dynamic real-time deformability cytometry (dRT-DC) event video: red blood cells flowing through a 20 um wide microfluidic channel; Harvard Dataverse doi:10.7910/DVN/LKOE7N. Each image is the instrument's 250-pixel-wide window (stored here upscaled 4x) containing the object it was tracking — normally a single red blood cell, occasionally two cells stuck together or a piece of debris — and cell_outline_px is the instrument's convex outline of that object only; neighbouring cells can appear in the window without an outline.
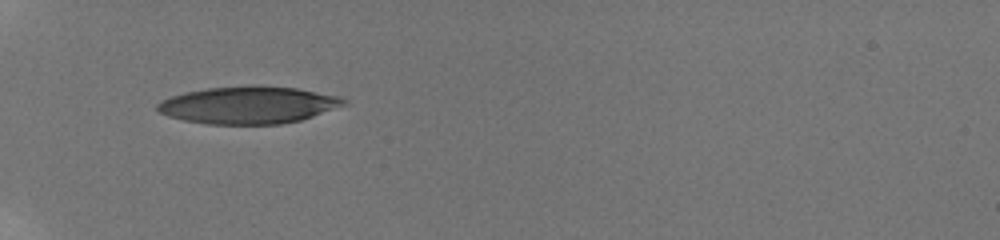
{"species": "human", "species_latin": "Homo sapiens", "temperature_condition": "room temperature", "stored_images_in_passage": 29, "camera_frame_rate_fps": 3000, "um_per_image_px": 0.085, "donor": {"sex": "male"}, "frame": {"image": 1, "passage_image": 1, "time_ms": 0.0, "image_size_px": [1000, 240], "cell_outline_px": [[348, 104], [300, 120], [280, 124], [208, 124], [184, 120], [168, 116], [160, 112], [156, 108], [156, 104], [160, 100], [184, 92], [208, 88], [252, 84], [296, 88], [344, 96], [348, 100]], "centroid_in_image_um": [21.15, 8.91], "position_along_channel_um": 63.9, "area_um2": 40.92}}
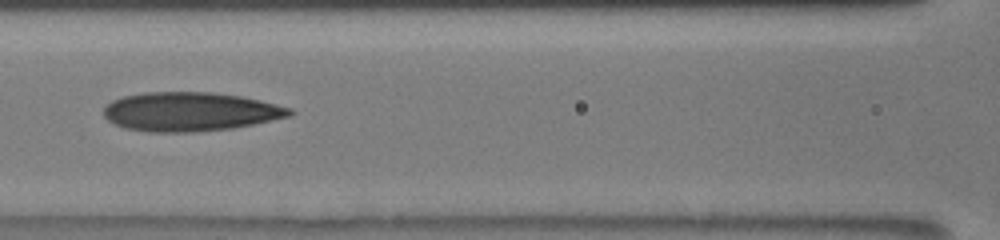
{"frame": {"image": 2, "passage_image": 12, "time_ms": 2.667, "image_size_px": [1000, 240], "cell_outline_px": [[296, 112], [288, 116], [252, 124], [232, 128], [196, 132], [148, 132], [124, 128], [108, 120], [104, 116], [104, 108], [112, 100], [124, 96], [144, 92], [212, 92], [240, 96], [260, 100], [292, 108]], "centroid_in_image_um": [16.15, 9.49], "position_along_channel_um": 150.5, "area_um2": 42.19}}
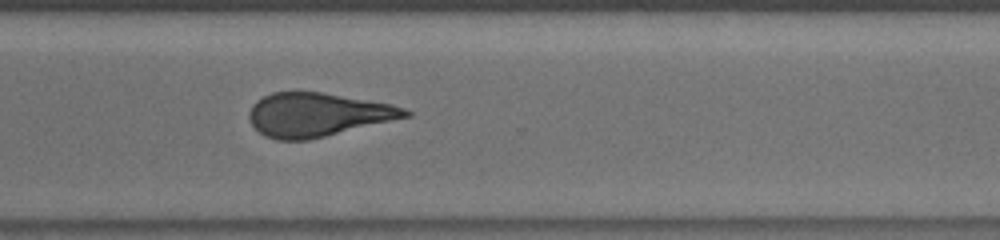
{"frame": {"image": 3, "passage_image": 23, "time_ms": 7.667, "image_size_px": [1000, 240], "cell_outline_px": [[412, 116], [308, 140], [276, 140], [264, 136], [252, 124], [248, 116], [248, 112], [252, 104], [256, 100], [272, 92], [320, 92], [388, 104], [404, 108], [412, 112]], "centroid_in_image_um": [26.95, 9.76], "position_along_channel_um": 343.6, "area_um2": 39.42}, "authors_computed_cell_mechanics": {"area_um2": 41.2114, "velocity_mm_per_s": 3.8736, "shape_relaxation_time_tau1_ms": 7.8075, "shape_relaxation_time_tau2_ms": 3.0368, "deformation_change_tau1": 0.2003, "deformation_change_tau2": 0.1423}}